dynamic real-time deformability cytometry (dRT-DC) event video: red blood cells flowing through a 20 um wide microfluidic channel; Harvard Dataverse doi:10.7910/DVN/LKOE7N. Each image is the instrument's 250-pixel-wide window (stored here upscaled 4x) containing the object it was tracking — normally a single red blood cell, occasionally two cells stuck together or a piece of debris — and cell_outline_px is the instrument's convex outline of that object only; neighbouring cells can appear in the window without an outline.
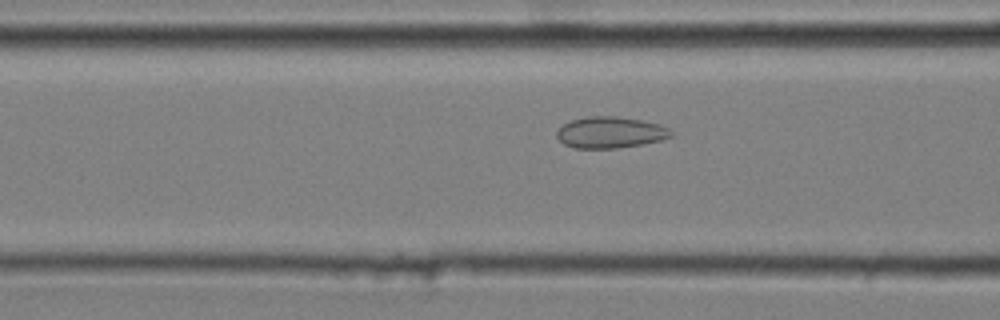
{"species": "common noctule bat (a hibernating species)", "species_latin": "Nyctalus noctula", "temperature_condition": "cold", "stored_images_in_passage": 48, "camera_frame_rate_fps": 3000, "um_per_image_px": 0.085, "animal": {"sex": "male", "body_mass_g": 20.4}, "frame": {"image": 1, "passage_image": 21, "time_ms": 6.667, "image_size_px": [1000, 320], "cell_outline_px": [[672, 136], [660, 140], [644, 144], [616, 148], [572, 148], [564, 144], [556, 136], [556, 132], [564, 124], [572, 120], [588, 116], [616, 116], [644, 120], [660, 124], [668, 128], [672, 132]], "centroid_in_image_um": [51.89, 11.25], "position_along_channel_um": 114.7, "area_um2": 20.92}}
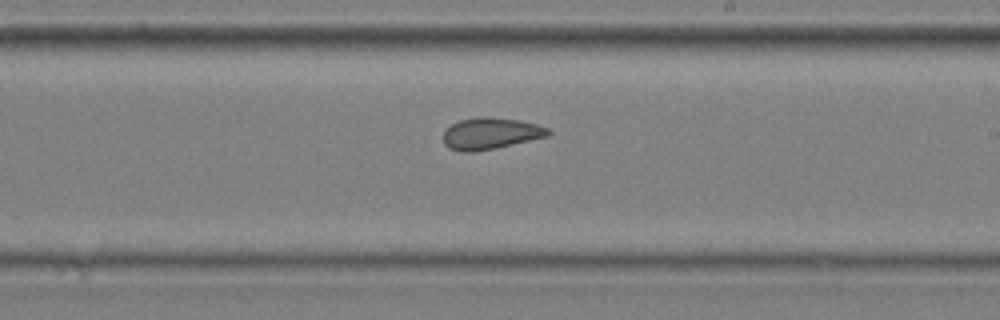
{"frame": {"image": 2, "passage_image": 32, "time_ms": 10.333, "image_size_px": [1000, 320], "cell_outline_px": [[552, 132], [548, 136], [496, 148], [476, 152], [464, 152], [448, 148], [444, 144], [444, 132], [452, 124], [460, 120], [476, 116], [488, 116], [520, 120], [536, 124], [548, 128]], "centroid_in_image_um": [41.7, 11.34], "position_along_channel_um": 247.3, "area_um2": 19.42}}
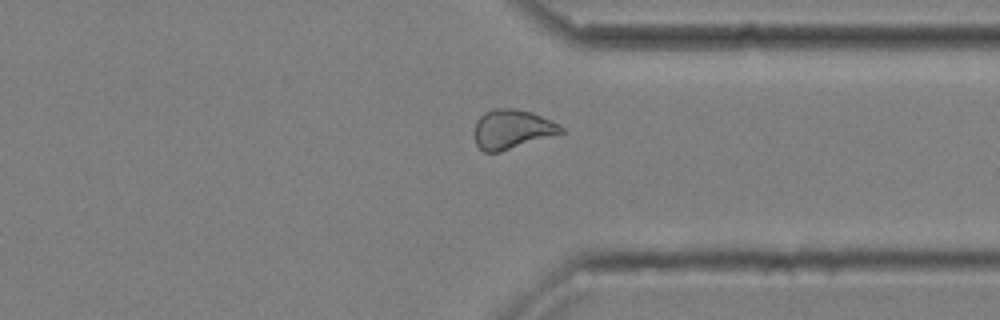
{"frame": {"image": 3, "passage_image": 42, "time_ms": 13.667, "image_size_px": [1000, 320], "cell_outline_px": [[564, 132], [500, 152], [484, 152], [476, 144], [476, 120], [484, 112], [492, 108], [512, 108], [532, 112], [552, 120], [560, 124], [564, 128]], "centroid_in_image_um": [43.54, 10.97], "position_along_channel_um": 367.9, "area_um2": 19.77}, "authors_computed_cell_mechanics": {"area_um2": 20.2878, "velocity_mm_per_s": 3.6214, "shape_relaxation_time_tau1_ms": null, "shape_relaxation_time_tau2_ms": 1.6095, "deformation_change_tau1": null, "deformation_change_tau2": 0.065}}